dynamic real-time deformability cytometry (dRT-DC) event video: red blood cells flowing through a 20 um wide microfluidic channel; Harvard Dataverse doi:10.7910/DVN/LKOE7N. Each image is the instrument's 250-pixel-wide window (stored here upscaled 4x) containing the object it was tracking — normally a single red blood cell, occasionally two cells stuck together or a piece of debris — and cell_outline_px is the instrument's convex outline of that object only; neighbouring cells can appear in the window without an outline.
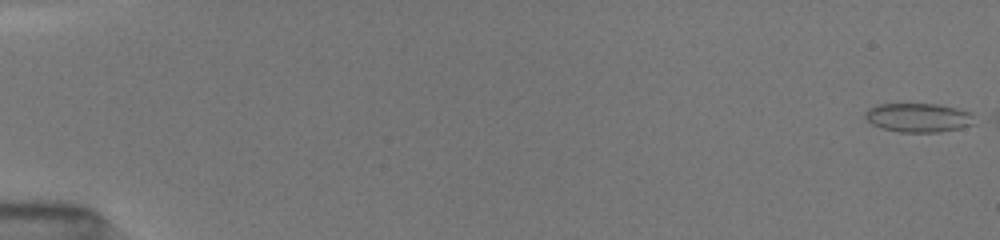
{"species": "common noctule bat (a hibernating species)", "species_latin": "Nyctalus noctula", "temperature_condition": "room temperature", "stored_images_in_passage": 10, "camera_frame_rate_fps": 3000, "um_per_image_px": 0.085, "animal": {"sex": "female", "body_mass_g": 19.5, "forearm_length_mm": 54.1}, "frame": {"image": 1, "passage_image": 1, "time_ms": 0.0, "image_size_px": [1000, 240], "cell_outline_px": [[976, 124], [960, 128], [940, 132], [900, 132], [880, 128], [872, 124], [864, 116], [864, 112], [868, 108], [876, 104], [940, 104], [956, 108], [968, 112]], "centroid_in_image_um": [78.02, 10.0], "position_along_channel_um": 7.0, "area_um2": 18.5}}